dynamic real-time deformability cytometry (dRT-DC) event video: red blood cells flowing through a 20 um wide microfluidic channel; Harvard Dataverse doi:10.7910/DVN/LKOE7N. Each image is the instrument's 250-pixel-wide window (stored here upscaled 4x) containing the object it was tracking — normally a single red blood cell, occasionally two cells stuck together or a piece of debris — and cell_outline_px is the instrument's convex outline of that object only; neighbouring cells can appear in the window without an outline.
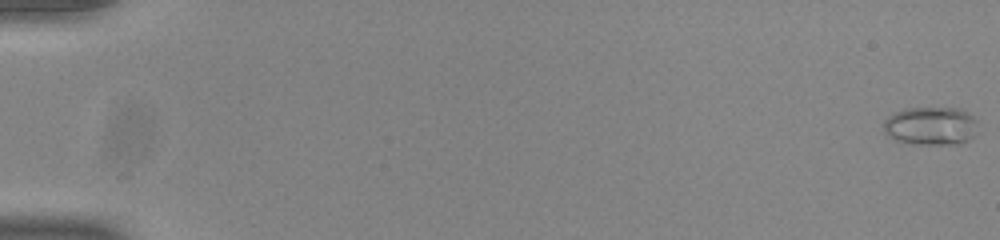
{"species": "common noctule bat (a hibernating species)", "species_latin": "Nyctalus noctula", "temperature_condition": "room temperature", "stored_images_in_passage": 55, "camera_frame_rate_fps": 3000, "um_per_image_px": 0.085, "animal": {"sex": "male", "body_mass_g": 20.0, "forearm_length_mm": 53.3}, "frame": {"image": 1, "passage_image": 1, "time_ms": 0.0, "image_size_px": [1000, 240], "cell_outline_px": [[976, 120], [972, 136], [968, 140], [960, 144], [912, 144], [896, 140], [884, 132], [884, 120], [888, 116], [904, 108], [960, 108], [968, 112]], "centroid_in_image_um": [79.09, 10.7], "position_along_channel_um": 5.9, "area_um2": 20.92}}
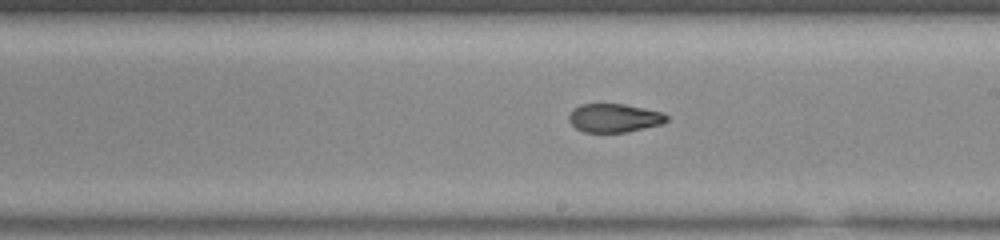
{"frame": {"image": 2, "passage_image": 33, "time_ms": 10.667, "image_size_px": [1000, 240], "cell_outline_px": [[668, 120], [664, 124], [628, 132], [584, 132], [576, 128], [568, 120], [568, 116], [572, 108], [580, 104], [624, 104], [664, 112], [668, 116]], "centroid_in_image_um": [52.23, 10.03], "position_along_channel_um": 236.8, "area_um2": 16.53}}
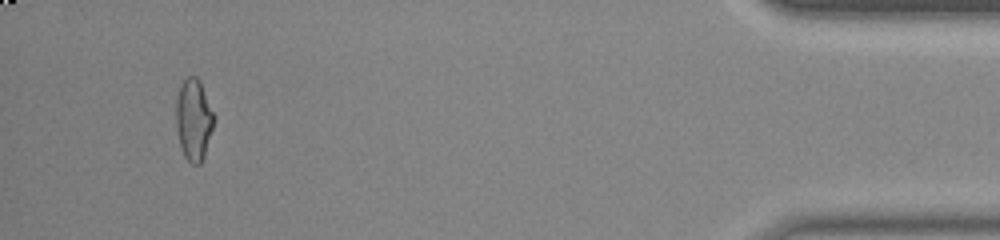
{"frame": {"image": 3, "passage_image": 52, "time_ms": 17.0, "image_size_px": [1000, 240], "cell_outline_px": [[216, 116], [204, 156], [200, 164], [192, 164], [184, 156], [180, 144], [176, 124], [176, 100], [180, 84], [188, 76], [196, 76], [200, 80]], "centroid_in_image_um": [16.48, 10.13], "position_along_channel_um": 418.7, "area_um2": 18.09}, "authors_computed_cell_mechanics": {"area_um2": 17.5134, "velocity_mm_per_s": 3.8999, "shape_relaxation_time_tau1_ms": null, "shape_relaxation_time_tau2_ms": 1.4983, "deformation_change_tau1": null, "deformation_change_tau2": 0.0766}}